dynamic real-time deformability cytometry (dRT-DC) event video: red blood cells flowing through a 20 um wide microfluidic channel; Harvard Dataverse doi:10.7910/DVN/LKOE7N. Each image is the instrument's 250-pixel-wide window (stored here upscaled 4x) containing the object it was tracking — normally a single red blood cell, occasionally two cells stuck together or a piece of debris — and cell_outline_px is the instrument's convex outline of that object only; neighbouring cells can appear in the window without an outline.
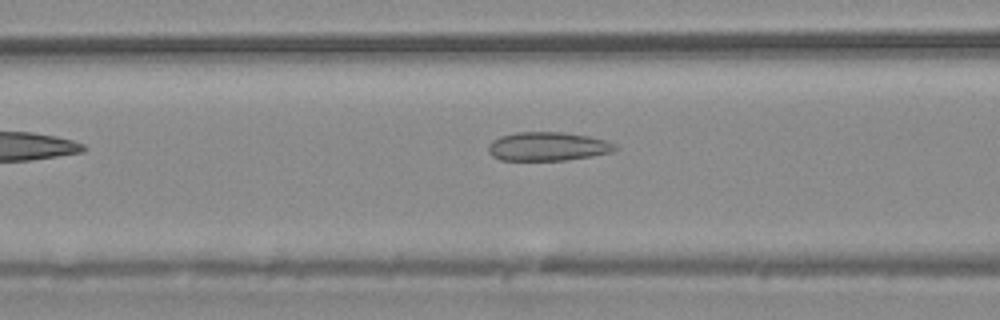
{"species": "common noctule bat (a hibernating species)", "species_latin": "Nyctalus noctula", "temperature_condition": "warm", "stored_images_in_passage": 39, "camera_frame_rate_fps": 3000, "um_per_image_px": 0.085, "animal": {"sex": "male", "body_mass_g": 20.4}, "frame": {"image": 1, "passage_image": 6, "time_ms": 1.667, "image_size_px": [1000, 320], "cell_outline_px": [[616, 148], [612, 152], [592, 156], [568, 160], [500, 160], [492, 156], [488, 152], [488, 144], [492, 140], [500, 136], [516, 132], [564, 132], [588, 136], [604, 140], [616, 144]], "centroid_in_image_um": [46.53, 12.45], "position_along_channel_um": 120.1, "area_um2": 21.33}}
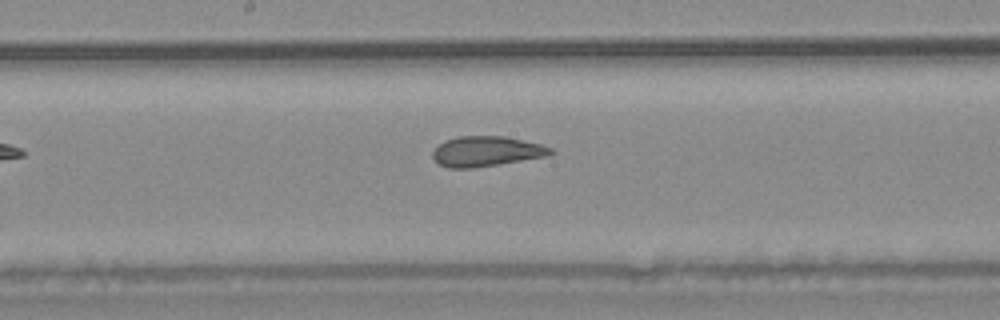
{"frame": {"image": 2, "passage_image": 13, "time_ms": 4.0, "image_size_px": [1000, 320], "cell_outline_px": [[556, 152], [548, 156], [500, 164], [472, 168], [448, 168], [440, 164], [432, 156], [432, 152], [444, 140], [460, 136], [504, 136], [540, 144], [552, 148]], "centroid_in_image_um": [41.36, 12.87], "position_along_channel_um": 206.8, "area_um2": 20.69}}
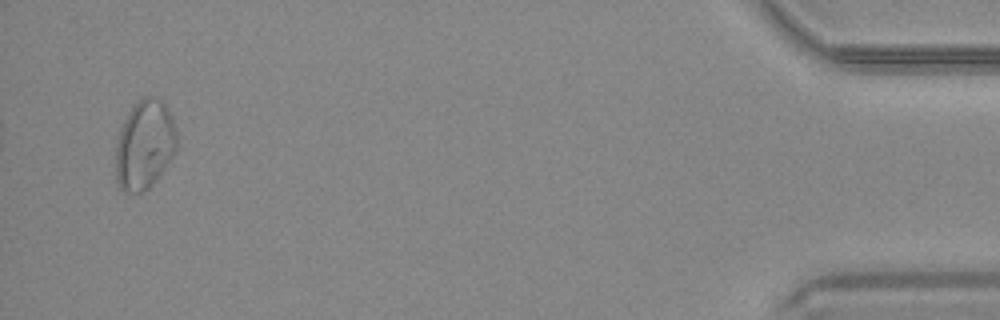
{"frame": {"image": 3, "passage_image": 37, "time_ms": 12.0, "image_size_px": [1000, 320], "cell_outline_px": [[176, 152], [156, 180], [144, 192], [124, 192], [116, 184], [116, 144], [120, 128], [132, 104], [144, 96], [152, 96], [160, 100], [168, 108], [172, 116], [176, 128]], "centroid_in_image_um": [12.28, 12.3], "position_along_channel_um": 422.9, "area_um2": 32.08}, "authors_computed_cell_mechanics": {"area_um2": 21.675, "velocity_mm_per_s": 3.7114, "shape_relaxation_time_tau1_ms": null, "shape_relaxation_time_tau2_ms": 1.3871, "deformation_change_tau1": null, "deformation_change_tau2": 0.084}}